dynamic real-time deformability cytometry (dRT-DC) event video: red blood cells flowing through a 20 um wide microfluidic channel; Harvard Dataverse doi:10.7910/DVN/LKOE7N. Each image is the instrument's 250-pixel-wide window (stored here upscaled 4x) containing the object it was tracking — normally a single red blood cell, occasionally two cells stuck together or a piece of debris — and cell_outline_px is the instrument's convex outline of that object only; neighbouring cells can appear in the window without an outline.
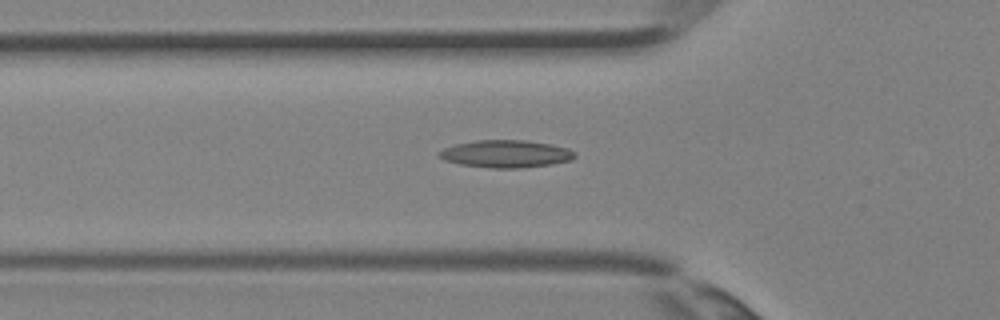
{"species": "Egyptian fruit bat (a non-hibernating species)", "species_latin": "Rousettus aegyptiacus", "temperature_condition": "room temperature", "stored_images_in_passage": 4, "camera_frame_rate_fps": 3000, "um_per_image_px": 0.085, "animal": {"sex": "female"}, "frame": {"image": 1, "passage_image": 4, "time_ms": 1.0, "image_size_px": [1000, 320], "cell_outline_px": [[576, 156], [572, 160], [552, 164], [520, 168], [492, 168], [460, 164], [444, 160], [436, 156], [436, 152], [444, 148], [456, 144], [476, 140], [524, 140], [548, 144], [568, 148], [576, 152]], "centroid_in_image_um": [42.98, 13.08], "position_along_channel_um": 82.8, "area_um2": 21.79}}